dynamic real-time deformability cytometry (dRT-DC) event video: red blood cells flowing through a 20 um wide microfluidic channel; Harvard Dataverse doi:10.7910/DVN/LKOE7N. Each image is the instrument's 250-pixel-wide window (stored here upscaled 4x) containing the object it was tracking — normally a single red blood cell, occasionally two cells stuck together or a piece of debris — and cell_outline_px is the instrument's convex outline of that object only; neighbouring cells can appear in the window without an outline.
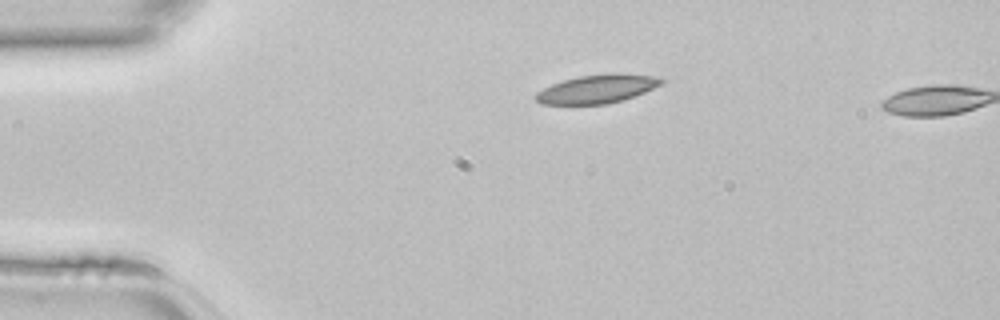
{"species": "common noctule bat (a hibernating species)", "species_latin": "Nyctalus noctula", "temperature_condition": "room temperature", "stored_images_in_passage": 2, "camera_frame_rate_fps": 3000, "um_per_image_px": 0.085, "animal": {"sex": "female", "body_mass_g": 22.7, "forearm_length_mm": 54.2}, "frame": {"image": 1, "passage_image": 1, "time_ms": 0.0, "image_size_px": [1000, 320], "cell_outline_px": [[664, 84], [644, 92], [608, 104], [540, 104], [536, 100], [536, 92], [552, 84], [564, 80], [580, 76], [612, 72], [616, 72], [664, 76]], "centroid_in_image_um": [50.84, 7.53], "position_along_channel_um": 34.2, "area_um2": 21.1}}